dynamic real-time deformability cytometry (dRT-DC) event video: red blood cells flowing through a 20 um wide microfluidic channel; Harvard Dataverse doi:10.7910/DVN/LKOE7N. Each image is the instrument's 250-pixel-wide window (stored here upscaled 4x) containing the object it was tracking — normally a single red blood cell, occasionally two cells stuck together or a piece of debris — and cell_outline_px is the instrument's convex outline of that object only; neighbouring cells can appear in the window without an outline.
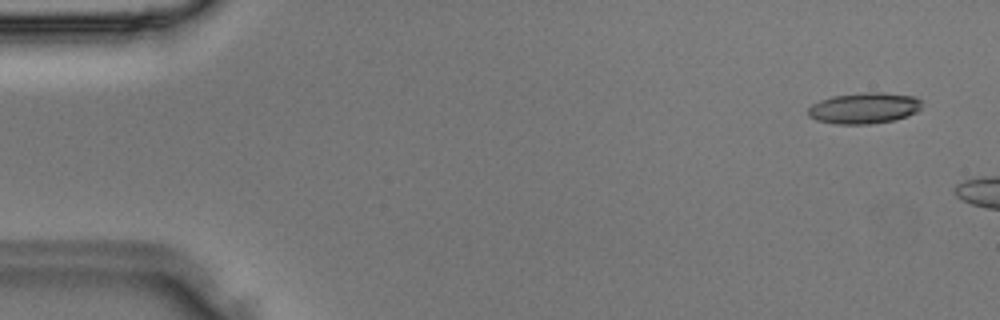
{"species": "Egyptian fruit bat (a non-hibernating species)", "species_latin": "Rousettus aegyptiacus", "temperature_condition": "room temperature", "stored_images_in_passage": 5, "camera_frame_rate_fps": 3000, "um_per_image_px": 0.085, "animal": {"sex": "male"}, "frame": {"image": 1, "passage_image": 2, "time_ms": 0.333, "image_size_px": [1000, 320], "cell_outline_px": [[920, 108], [916, 112], [908, 116], [892, 120], [868, 124], [836, 124], [816, 120], [808, 116], [808, 108], [812, 104], [820, 100], [832, 96], [864, 92], [884, 92], [916, 96], [920, 100]], "centroid_in_image_um": [73.44, 9.18], "position_along_channel_um": 11.6, "area_um2": 20.63}}